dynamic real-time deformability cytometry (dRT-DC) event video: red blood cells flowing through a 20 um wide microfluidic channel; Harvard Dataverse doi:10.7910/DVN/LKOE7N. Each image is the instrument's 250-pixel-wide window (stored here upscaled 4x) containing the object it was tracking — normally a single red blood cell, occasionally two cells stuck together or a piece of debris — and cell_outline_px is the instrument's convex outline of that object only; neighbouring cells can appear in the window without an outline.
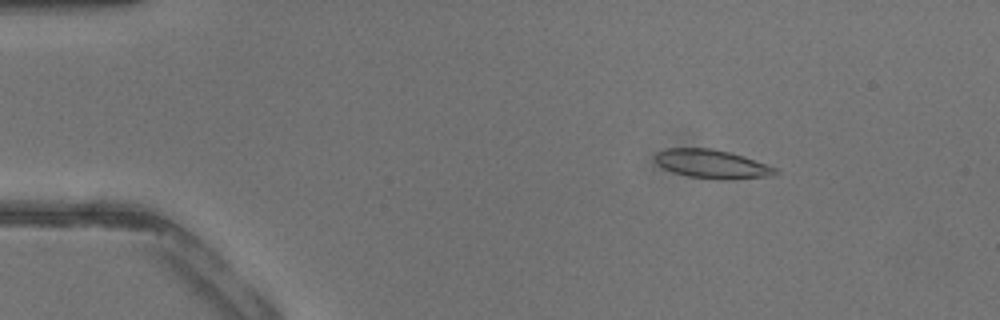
{"species": "common noctule bat (a hibernating species)", "species_latin": "Nyctalus noctula", "temperature_condition": "warm", "stored_images_in_passage": 27, "camera_frame_rate_fps": 3000, "um_per_image_px": 0.085, "animal": {"sex": "male", "body_mass_g": 13.3}, "frame": {"image": 1, "passage_image": 7, "time_ms": 2.0, "image_size_px": [1000, 320], "cell_outline_px": [[780, 172], [772, 176], [736, 180], [720, 180], [688, 176], [672, 172], [664, 168], [656, 160], [656, 152], [664, 148], [712, 148], [744, 156], [776, 168]], "centroid_in_image_um": [60.56, 13.95], "position_along_channel_um": 24.4, "area_um2": 20.23}}
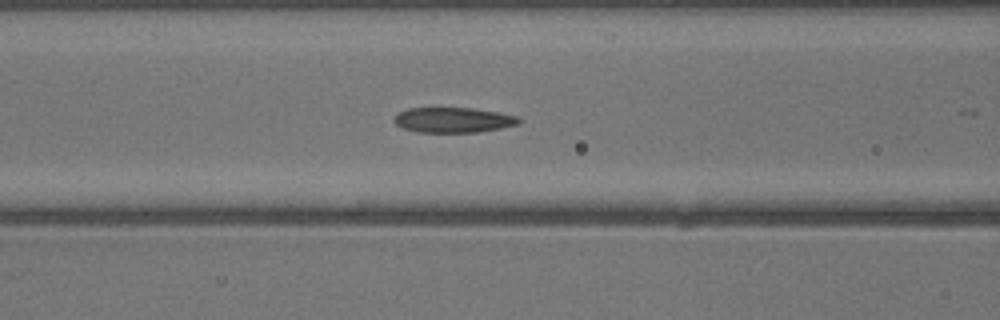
{"frame": {"image": 2, "passage_image": 18, "time_ms": 5.667, "image_size_px": [1000, 320], "cell_outline_px": [[520, 120], [516, 124], [500, 128], [480, 132], [416, 132], [404, 128], [396, 124], [392, 120], [400, 112], [408, 108], [472, 108], [500, 112], [520, 116]], "centroid_in_image_um": [38.54, 10.19], "position_along_channel_um": 128.1, "area_um2": 18.26}}
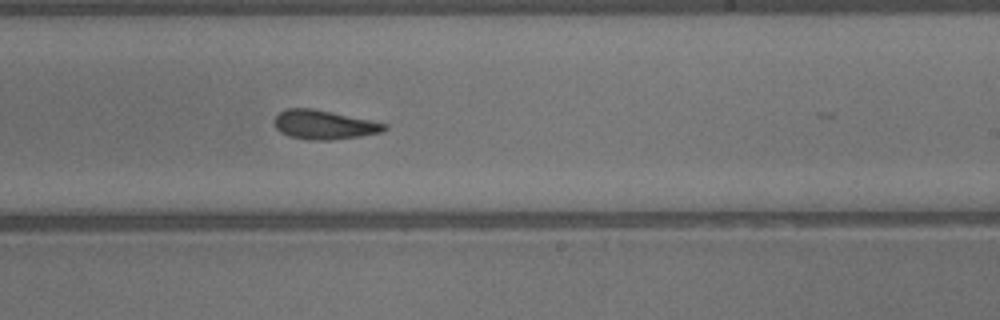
{"frame": {"image": 3, "passage_image": 26, "time_ms": 8.333, "image_size_px": [1000, 320], "cell_outline_px": [[388, 128], [380, 132], [360, 136], [332, 140], [308, 140], [288, 136], [280, 132], [276, 128], [276, 116], [280, 112], [288, 108], [312, 108], [372, 120], [388, 124]], "centroid_in_image_um": [27.56, 10.61], "position_along_channel_um": 261.4, "area_um2": 18.61}}